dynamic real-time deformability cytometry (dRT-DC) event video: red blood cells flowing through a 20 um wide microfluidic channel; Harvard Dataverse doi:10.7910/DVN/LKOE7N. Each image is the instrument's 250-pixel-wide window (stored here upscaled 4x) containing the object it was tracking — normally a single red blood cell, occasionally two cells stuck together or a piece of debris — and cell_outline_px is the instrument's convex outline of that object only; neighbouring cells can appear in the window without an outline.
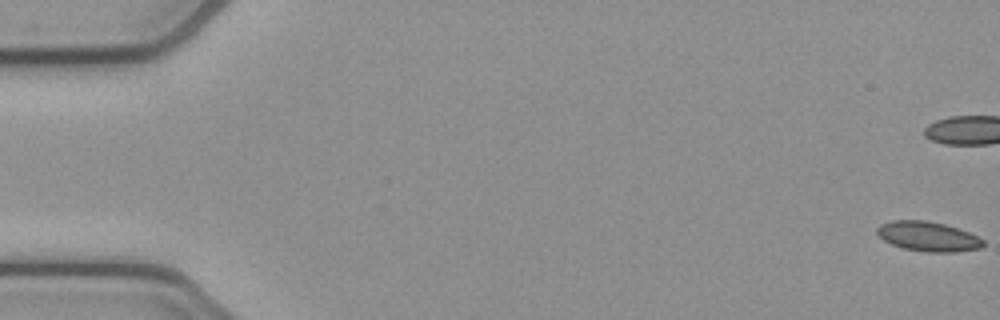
{"species": "common noctule bat (a hibernating species)", "species_latin": "Nyctalus noctula", "temperature_condition": "cold", "stored_images_in_passage": 8, "camera_frame_rate_fps": 3000, "um_per_image_px": 0.085, "animal": {"sex": "female", "body_mass_g": 21.9}, "frame": {"image": 1, "passage_image": 1, "time_ms": 0.0, "image_size_px": [1000, 320], "cell_outline_px": [[984, 244], [980, 248], [956, 252], [928, 252], [904, 248], [892, 244], [876, 236], [876, 228], [880, 224], [892, 220], [924, 220], [944, 224], [968, 232], [984, 240]], "centroid_in_image_um": [78.84, 20.09], "position_along_channel_um": 6.2, "area_um2": 18.32}}